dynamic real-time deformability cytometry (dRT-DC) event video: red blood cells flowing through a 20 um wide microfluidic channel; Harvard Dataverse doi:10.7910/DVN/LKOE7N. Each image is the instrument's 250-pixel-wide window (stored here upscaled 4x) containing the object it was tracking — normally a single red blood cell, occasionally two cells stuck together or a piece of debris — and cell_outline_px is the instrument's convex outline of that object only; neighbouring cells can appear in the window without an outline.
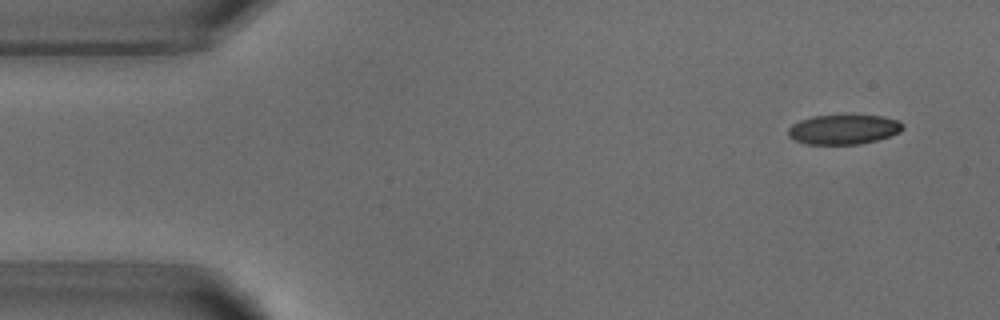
{"species": "common noctule bat (a hibernating species)", "species_latin": "Nyctalus noctula", "temperature_condition": "warm", "stored_images_in_passage": 4, "camera_frame_rate_fps": 3000, "um_per_image_px": 0.085, "animal": {"sex": "male", "body_mass_g": 18.8}, "frame": {"image": 1, "passage_image": 1, "time_ms": 0.0, "image_size_px": [1000, 320], "cell_outline_px": [[904, 128], [900, 132], [876, 140], [860, 144], [808, 144], [796, 140], [788, 136], [788, 128], [792, 124], [800, 120], [812, 116], [884, 116], [900, 120], [904, 124]], "centroid_in_image_um": [71.73, 11.0], "position_along_channel_um": 13.3, "area_um2": 19.71}}
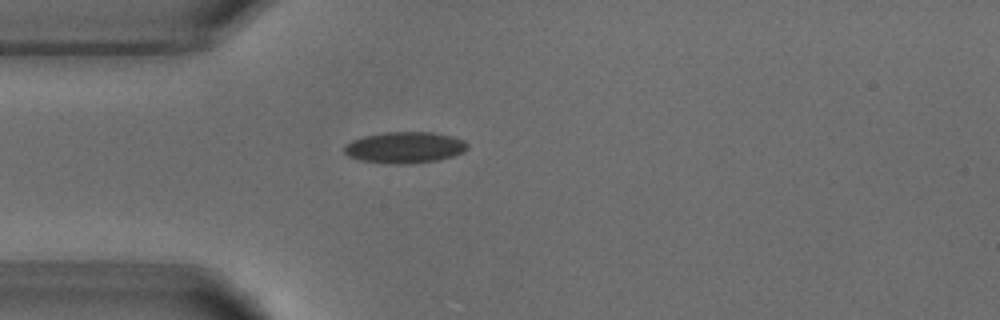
{"frame": {"image": 2, "passage_image": 4, "time_ms": 3.333, "image_size_px": [1000, 320], "cell_outline_px": [[468, 148], [464, 152], [452, 156], [436, 160], [412, 164], [392, 164], [360, 160], [348, 156], [344, 152], [344, 144], [352, 140], [364, 136], [388, 132], [432, 132], [452, 136], [464, 140], [468, 144]], "centroid_in_image_um": [34.4, 12.54], "position_along_channel_um": 50.6, "area_um2": 22.54}}